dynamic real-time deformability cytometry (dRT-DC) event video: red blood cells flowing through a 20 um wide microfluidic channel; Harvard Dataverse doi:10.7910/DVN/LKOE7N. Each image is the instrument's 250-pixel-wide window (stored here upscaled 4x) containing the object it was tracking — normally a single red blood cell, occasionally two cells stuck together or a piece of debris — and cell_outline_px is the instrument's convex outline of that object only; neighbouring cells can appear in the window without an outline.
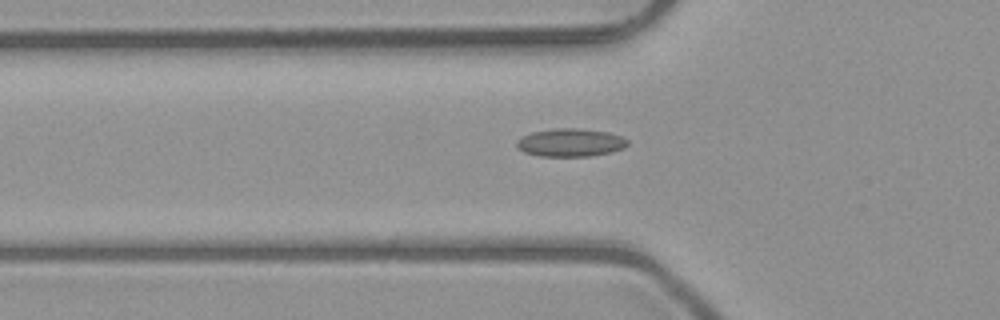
{"species": "common noctule bat (a hibernating species)", "species_latin": "Nyctalus noctula", "temperature_condition": "room temperature", "stored_images_in_passage": 32, "camera_frame_rate_fps": 3000, "um_per_image_px": 0.085, "animal": {"sex": "male", "body_mass_g": 23.1, "forearm_length_mm": 52.7}, "frame": {"image": 1, "passage_image": 2, "time_ms": 0.333, "image_size_px": [1000, 320], "cell_outline_px": [[628, 144], [624, 148], [612, 152], [588, 156], [540, 156], [524, 152], [516, 148], [516, 140], [532, 132], [556, 128], [576, 128], [608, 132], [620, 136], [628, 140]], "centroid_in_image_um": [48.48, 12.12], "position_along_channel_um": 77.3, "area_um2": 18.09}}
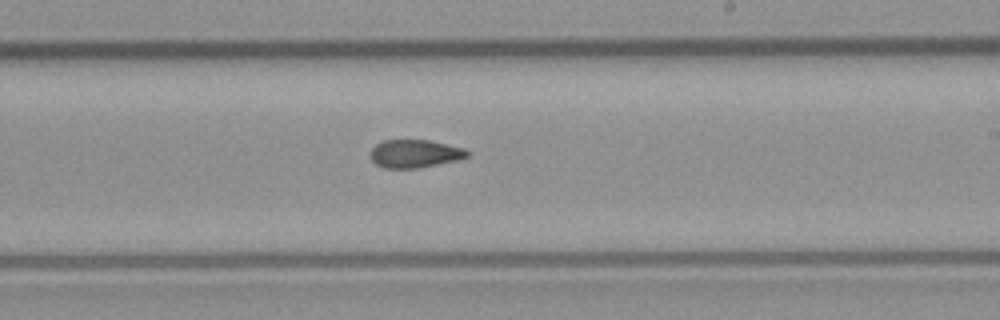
{"frame": {"image": 2, "passage_image": 15, "time_ms": 4.667, "image_size_px": [1000, 320], "cell_outline_px": [[468, 156], [456, 160], [416, 168], [384, 168], [376, 164], [372, 160], [372, 148], [376, 144], [384, 140], [428, 140], [464, 148], [468, 152]], "centroid_in_image_um": [35.24, 13.05], "position_along_channel_um": 253.8, "area_um2": 15.49}}
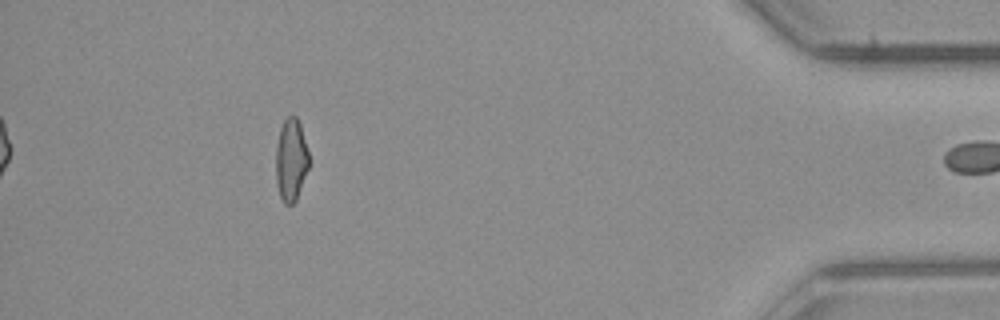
{"frame": {"image": 3, "passage_image": 31, "time_ms": 10.0, "image_size_px": [1000, 320], "cell_outline_px": [[308, 168], [296, 200], [292, 204], [284, 204], [280, 196], [276, 184], [276, 144], [280, 128], [284, 120], [288, 116], [296, 116], [300, 124], [308, 152]], "centroid_in_image_um": [24.72, 13.59], "position_along_channel_um": 410.5, "area_um2": 15.78}}